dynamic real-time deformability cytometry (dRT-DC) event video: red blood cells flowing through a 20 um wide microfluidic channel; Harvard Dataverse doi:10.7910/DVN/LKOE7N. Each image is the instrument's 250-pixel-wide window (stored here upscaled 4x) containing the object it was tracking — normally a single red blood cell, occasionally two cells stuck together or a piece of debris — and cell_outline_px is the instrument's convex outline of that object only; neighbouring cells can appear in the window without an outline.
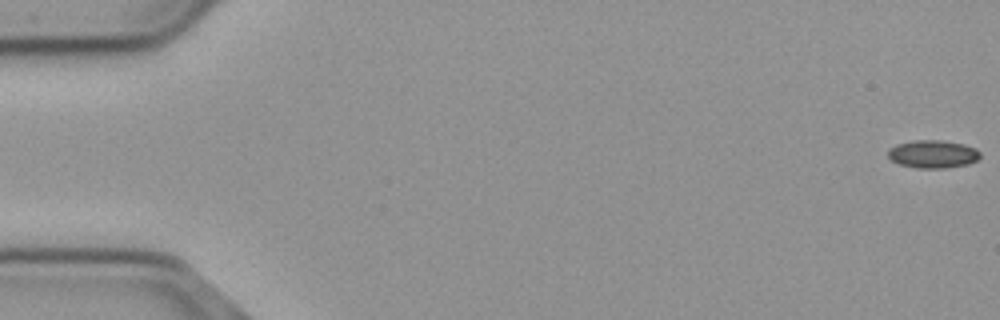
{"species": "common noctule bat (a hibernating species)", "species_latin": "Nyctalus noctula", "temperature_condition": "cold", "stored_images_in_passage": 54, "camera_frame_rate_fps": 3000, "um_per_image_px": 0.085, "animal": {"sex": "male", "body_mass_g": 23.1, "forearm_length_mm": 52.7}, "frame": {"image": 1, "passage_image": 1, "time_ms": 0.0, "image_size_px": [1000, 320], "cell_outline_px": [[980, 156], [976, 160], [968, 164], [944, 168], [920, 168], [900, 164], [892, 160], [888, 156], [888, 148], [896, 144], [912, 140], [940, 140], [964, 144], [976, 148], [980, 152]], "centroid_in_image_um": [79.29, 13.08], "position_along_channel_um": 5.7, "area_um2": 14.97}}
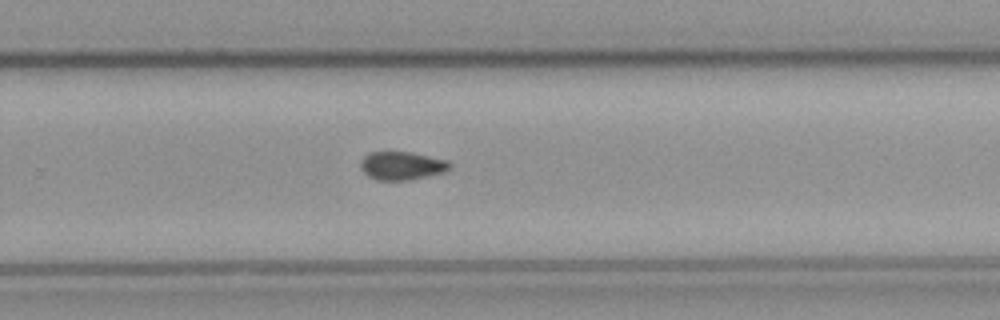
{"frame": {"image": 2, "passage_image": 37, "time_ms": 12.0, "image_size_px": [1000, 320], "cell_outline_px": [[452, 168], [444, 172], [408, 180], [376, 180], [368, 176], [360, 168], [360, 164], [364, 156], [372, 152], [408, 152], [448, 160], [452, 164]], "centroid_in_image_um": [34.17, 14.09], "position_along_channel_um": 295.6, "area_um2": 14.62}}
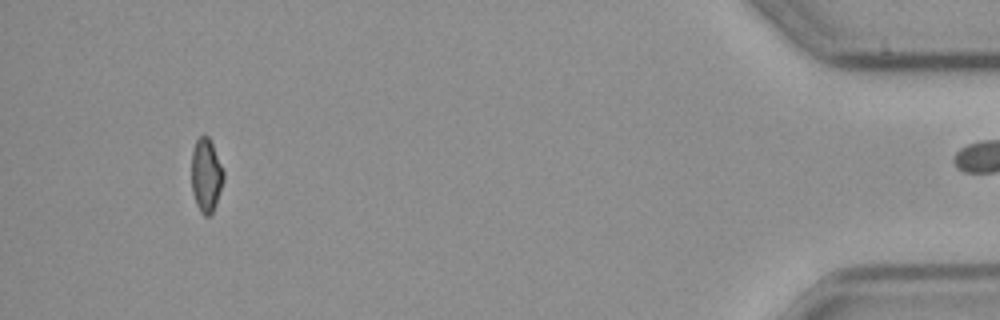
{"frame": {"image": 3, "passage_image": 53, "time_ms": 17.333, "image_size_px": [1000, 320], "cell_outline_px": [[224, 180], [216, 204], [212, 212], [208, 216], [204, 216], [200, 212], [196, 204], [192, 192], [192, 152], [196, 140], [204, 132], [208, 136], [212, 144], [224, 172]], "centroid_in_image_um": [17.52, 14.9], "position_along_channel_um": 417.7, "area_um2": 13.76}}